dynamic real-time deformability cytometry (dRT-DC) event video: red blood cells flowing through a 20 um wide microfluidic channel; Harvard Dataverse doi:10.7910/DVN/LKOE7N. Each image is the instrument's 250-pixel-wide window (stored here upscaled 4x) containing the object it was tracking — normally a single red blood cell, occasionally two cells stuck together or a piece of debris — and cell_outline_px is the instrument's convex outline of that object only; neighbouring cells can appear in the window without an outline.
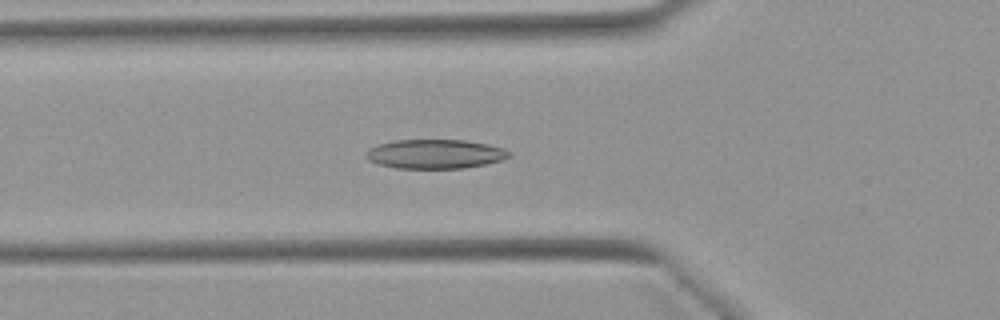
{"species": "Egyptian fruit bat (a non-hibernating species)", "species_latin": "Rousettus aegyptiacus", "temperature_condition": "warm", "stored_images_in_passage": 28, "camera_frame_rate_fps": 3000, "um_per_image_px": 0.085, "animal": {"sex": "female"}, "frame": {"image": 1, "passage_image": 9, "time_ms": 2.667, "image_size_px": [1000, 320], "cell_outline_px": [[512, 156], [500, 160], [484, 164], [464, 168], [396, 168], [380, 164], [368, 160], [364, 156], [364, 152], [368, 148], [392, 140], [464, 140], [488, 144], [504, 148], [512, 152]], "centroid_in_image_um": [36.97, 13.08], "position_along_channel_um": 88.8, "area_um2": 24.45}}
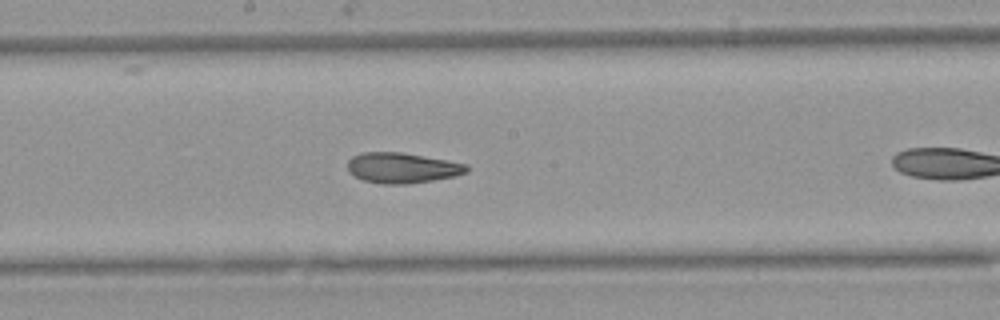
{"frame": {"image": 2, "passage_image": 15, "time_ms": 4.667, "image_size_px": [1000, 320], "cell_outline_px": [[468, 172], [456, 176], [408, 184], [380, 184], [364, 180], [348, 172], [348, 160], [352, 156], [364, 152], [400, 152], [468, 164]], "centroid_in_image_um": [34.18, 14.27], "position_along_channel_um": 214.0, "area_um2": 21.04}}
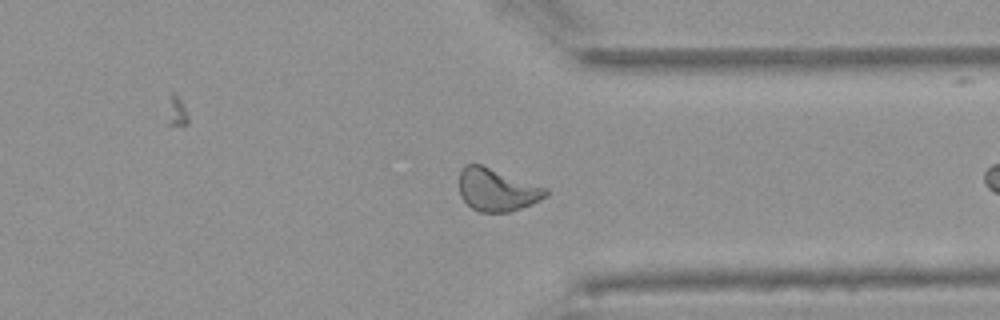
{"frame": {"image": 3, "passage_image": 27, "time_ms": 8.667, "image_size_px": [1000, 320], "cell_outline_px": [[548, 196], [532, 204], [512, 212], [480, 212], [472, 208], [460, 196], [460, 168], [464, 164], [480, 164], [548, 188]], "centroid_in_image_um": [42.25, 16.14], "position_along_channel_um": 369.1, "area_um2": 21.62}}